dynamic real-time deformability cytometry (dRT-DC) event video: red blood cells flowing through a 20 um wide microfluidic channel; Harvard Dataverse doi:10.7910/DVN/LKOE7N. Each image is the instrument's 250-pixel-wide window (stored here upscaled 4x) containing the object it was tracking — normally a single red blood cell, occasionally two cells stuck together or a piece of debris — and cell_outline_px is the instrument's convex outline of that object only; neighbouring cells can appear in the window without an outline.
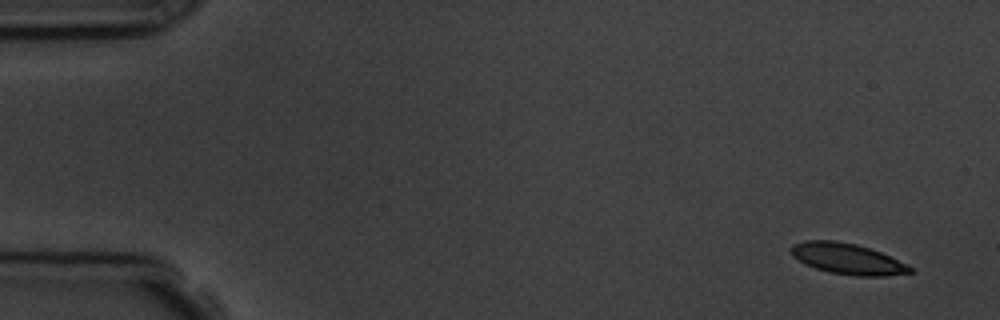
{"species": "common noctule bat (a hibernating species)", "species_latin": "Nyctalus noctula", "temperature_condition": "room temperature", "stored_images_in_passage": 6, "camera_frame_rate_fps": 3000, "um_per_image_px": 0.085, "animal": {"sex": "male", "body_mass_g": 19.5, "forearm_length_mm": 54.6}, "frame": {"image": 1, "passage_image": 1, "time_ms": 0.0, "image_size_px": [1000, 320], "cell_outline_px": [[912, 272], [884, 276], [856, 276], [832, 272], [816, 268], [804, 264], [792, 256], [792, 244], [804, 240], [836, 240], [856, 244], [880, 252], [912, 268]], "centroid_in_image_um": [71.97, 21.98], "position_along_channel_um": 13.0, "area_um2": 21.04}}
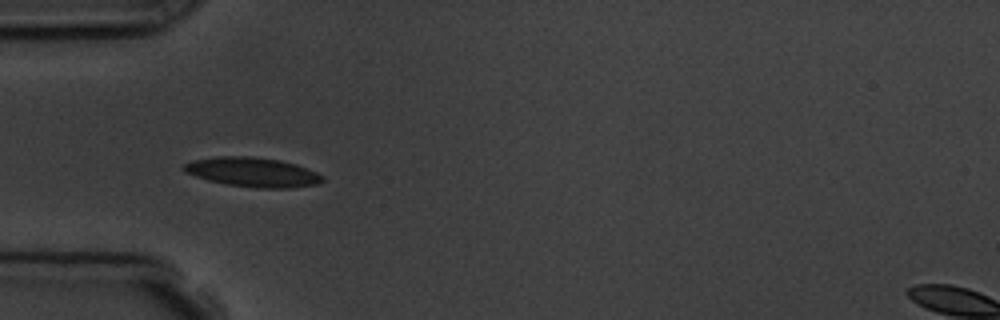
{"frame": {"image": 2, "passage_image": 5, "time_ms": 4.667, "image_size_px": [1000, 320], "cell_outline_px": [[324, 180], [316, 184], [292, 188], [256, 188], [228, 184], [208, 180], [184, 172], [180, 168], [184, 164], [192, 160], [216, 156], [248, 156], [280, 160], [296, 164], [316, 172], [324, 176]], "centroid_in_image_um": [21.45, 14.63], "position_along_channel_um": 63.5, "area_um2": 23.81}}